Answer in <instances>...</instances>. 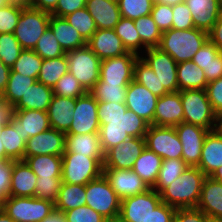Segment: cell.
Segmentation results:
<instances>
[{
	"label": "cell",
	"instance_id": "25",
	"mask_svg": "<svg viewBox=\"0 0 222 222\" xmlns=\"http://www.w3.org/2000/svg\"><path fill=\"white\" fill-rule=\"evenodd\" d=\"M36 174L24 160H13L9 196L35 197Z\"/></svg>",
	"mask_w": 222,
	"mask_h": 222
},
{
	"label": "cell",
	"instance_id": "39",
	"mask_svg": "<svg viewBox=\"0 0 222 222\" xmlns=\"http://www.w3.org/2000/svg\"><path fill=\"white\" fill-rule=\"evenodd\" d=\"M188 165L183 159H164L159 171V176L153 189L160 193L176 178L180 177Z\"/></svg>",
	"mask_w": 222,
	"mask_h": 222
},
{
	"label": "cell",
	"instance_id": "57",
	"mask_svg": "<svg viewBox=\"0 0 222 222\" xmlns=\"http://www.w3.org/2000/svg\"><path fill=\"white\" fill-rule=\"evenodd\" d=\"M206 92L214 112L222 114V77L207 84Z\"/></svg>",
	"mask_w": 222,
	"mask_h": 222
},
{
	"label": "cell",
	"instance_id": "42",
	"mask_svg": "<svg viewBox=\"0 0 222 222\" xmlns=\"http://www.w3.org/2000/svg\"><path fill=\"white\" fill-rule=\"evenodd\" d=\"M36 82L37 80L35 78L23 76L11 70L6 89L2 96L15 105L28 88Z\"/></svg>",
	"mask_w": 222,
	"mask_h": 222
},
{
	"label": "cell",
	"instance_id": "66",
	"mask_svg": "<svg viewBox=\"0 0 222 222\" xmlns=\"http://www.w3.org/2000/svg\"><path fill=\"white\" fill-rule=\"evenodd\" d=\"M10 71L11 68L6 66L0 59V95H2L6 89Z\"/></svg>",
	"mask_w": 222,
	"mask_h": 222
},
{
	"label": "cell",
	"instance_id": "44",
	"mask_svg": "<svg viewBox=\"0 0 222 222\" xmlns=\"http://www.w3.org/2000/svg\"><path fill=\"white\" fill-rule=\"evenodd\" d=\"M64 19L78 31L86 42L97 30L93 17L85 7L65 16Z\"/></svg>",
	"mask_w": 222,
	"mask_h": 222
},
{
	"label": "cell",
	"instance_id": "11",
	"mask_svg": "<svg viewBox=\"0 0 222 222\" xmlns=\"http://www.w3.org/2000/svg\"><path fill=\"white\" fill-rule=\"evenodd\" d=\"M145 146L164 159H182V144L175 127L149 125Z\"/></svg>",
	"mask_w": 222,
	"mask_h": 222
},
{
	"label": "cell",
	"instance_id": "23",
	"mask_svg": "<svg viewBox=\"0 0 222 222\" xmlns=\"http://www.w3.org/2000/svg\"><path fill=\"white\" fill-rule=\"evenodd\" d=\"M196 208L211 219L222 220V184L210 176H206Z\"/></svg>",
	"mask_w": 222,
	"mask_h": 222
},
{
	"label": "cell",
	"instance_id": "52",
	"mask_svg": "<svg viewBox=\"0 0 222 222\" xmlns=\"http://www.w3.org/2000/svg\"><path fill=\"white\" fill-rule=\"evenodd\" d=\"M150 15L152 16L154 22L157 24L161 32L170 30L172 28V5L155 1Z\"/></svg>",
	"mask_w": 222,
	"mask_h": 222
},
{
	"label": "cell",
	"instance_id": "72",
	"mask_svg": "<svg viewBox=\"0 0 222 222\" xmlns=\"http://www.w3.org/2000/svg\"><path fill=\"white\" fill-rule=\"evenodd\" d=\"M11 4H20L23 6H28L29 0H11Z\"/></svg>",
	"mask_w": 222,
	"mask_h": 222
},
{
	"label": "cell",
	"instance_id": "18",
	"mask_svg": "<svg viewBox=\"0 0 222 222\" xmlns=\"http://www.w3.org/2000/svg\"><path fill=\"white\" fill-rule=\"evenodd\" d=\"M158 98L145 86L132 80L127 86L125 104L129 110L134 111L149 125H153Z\"/></svg>",
	"mask_w": 222,
	"mask_h": 222
},
{
	"label": "cell",
	"instance_id": "51",
	"mask_svg": "<svg viewBox=\"0 0 222 222\" xmlns=\"http://www.w3.org/2000/svg\"><path fill=\"white\" fill-rule=\"evenodd\" d=\"M26 6L10 4L0 8V33H14L22 10Z\"/></svg>",
	"mask_w": 222,
	"mask_h": 222
},
{
	"label": "cell",
	"instance_id": "67",
	"mask_svg": "<svg viewBox=\"0 0 222 222\" xmlns=\"http://www.w3.org/2000/svg\"><path fill=\"white\" fill-rule=\"evenodd\" d=\"M41 222H67L62 212L54 210L50 215L44 218Z\"/></svg>",
	"mask_w": 222,
	"mask_h": 222
},
{
	"label": "cell",
	"instance_id": "41",
	"mask_svg": "<svg viewBox=\"0 0 222 222\" xmlns=\"http://www.w3.org/2000/svg\"><path fill=\"white\" fill-rule=\"evenodd\" d=\"M127 86L119 84L104 83L99 80L89 91L97 102L125 103Z\"/></svg>",
	"mask_w": 222,
	"mask_h": 222
},
{
	"label": "cell",
	"instance_id": "73",
	"mask_svg": "<svg viewBox=\"0 0 222 222\" xmlns=\"http://www.w3.org/2000/svg\"><path fill=\"white\" fill-rule=\"evenodd\" d=\"M104 222H124L120 216L105 219Z\"/></svg>",
	"mask_w": 222,
	"mask_h": 222
},
{
	"label": "cell",
	"instance_id": "16",
	"mask_svg": "<svg viewBox=\"0 0 222 222\" xmlns=\"http://www.w3.org/2000/svg\"><path fill=\"white\" fill-rule=\"evenodd\" d=\"M145 147L144 137H130L105 153L103 168L132 169Z\"/></svg>",
	"mask_w": 222,
	"mask_h": 222
},
{
	"label": "cell",
	"instance_id": "20",
	"mask_svg": "<svg viewBox=\"0 0 222 222\" xmlns=\"http://www.w3.org/2000/svg\"><path fill=\"white\" fill-rule=\"evenodd\" d=\"M87 46L101 61L118 57L128 52L114 29H97L87 41Z\"/></svg>",
	"mask_w": 222,
	"mask_h": 222
},
{
	"label": "cell",
	"instance_id": "1",
	"mask_svg": "<svg viewBox=\"0 0 222 222\" xmlns=\"http://www.w3.org/2000/svg\"><path fill=\"white\" fill-rule=\"evenodd\" d=\"M205 177L200 168L188 166L180 177L159 193L162 202L176 209L197 207Z\"/></svg>",
	"mask_w": 222,
	"mask_h": 222
},
{
	"label": "cell",
	"instance_id": "31",
	"mask_svg": "<svg viewBox=\"0 0 222 222\" xmlns=\"http://www.w3.org/2000/svg\"><path fill=\"white\" fill-rule=\"evenodd\" d=\"M53 95V88L37 81L28 88L22 98L14 105V109L47 111Z\"/></svg>",
	"mask_w": 222,
	"mask_h": 222
},
{
	"label": "cell",
	"instance_id": "33",
	"mask_svg": "<svg viewBox=\"0 0 222 222\" xmlns=\"http://www.w3.org/2000/svg\"><path fill=\"white\" fill-rule=\"evenodd\" d=\"M163 159L145 147L132 170L150 187L157 182Z\"/></svg>",
	"mask_w": 222,
	"mask_h": 222
},
{
	"label": "cell",
	"instance_id": "77",
	"mask_svg": "<svg viewBox=\"0 0 222 222\" xmlns=\"http://www.w3.org/2000/svg\"><path fill=\"white\" fill-rule=\"evenodd\" d=\"M207 222H222V220L209 218Z\"/></svg>",
	"mask_w": 222,
	"mask_h": 222
},
{
	"label": "cell",
	"instance_id": "10",
	"mask_svg": "<svg viewBox=\"0 0 222 222\" xmlns=\"http://www.w3.org/2000/svg\"><path fill=\"white\" fill-rule=\"evenodd\" d=\"M147 58L141 57L153 70L160 81V97L168 93L178 92L177 63L166 52L158 47L145 50Z\"/></svg>",
	"mask_w": 222,
	"mask_h": 222
},
{
	"label": "cell",
	"instance_id": "47",
	"mask_svg": "<svg viewBox=\"0 0 222 222\" xmlns=\"http://www.w3.org/2000/svg\"><path fill=\"white\" fill-rule=\"evenodd\" d=\"M24 49L14 33H0V59L8 67H12Z\"/></svg>",
	"mask_w": 222,
	"mask_h": 222
},
{
	"label": "cell",
	"instance_id": "65",
	"mask_svg": "<svg viewBox=\"0 0 222 222\" xmlns=\"http://www.w3.org/2000/svg\"><path fill=\"white\" fill-rule=\"evenodd\" d=\"M58 0H29V7L52 13L56 9Z\"/></svg>",
	"mask_w": 222,
	"mask_h": 222
},
{
	"label": "cell",
	"instance_id": "59",
	"mask_svg": "<svg viewBox=\"0 0 222 222\" xmlns=\"http://www.w3.org/2000/svg\"><path fill=\"white\" fill-rule=\"evenodd\" d=\"M125 103L98 102V118L121 117L127 110Z\"/></svg>",
	"mask_w": 222,
	"mask_h": 222
},
{
	"label": "cell",
	"instance_id": "17",
	"mask_svg": "<svg viewBox=\"0 0 222 222\" xmlns=\"http://www.w3.org/2000/svg\"><path fill=\"white\" fill-rule=\"evenodd\" d=\"M103 175L121 200L150 189L132 169L103 168Z\"/></svg>",
	"mask_w": 222,
	"mask_h": 222
},
{
	"label": "cell",
	"instance_id": "21",
	"mask_svg": "<svg viewBox=\"0 0 222 222\" xmlns=\"http://www.w3.org/2000/svg\"><path fill=\"white\" fill-rule=\"evenodd\" d=\"M183 122V106L179 92L168 93L158 98L153 125L175 127Z\"/></svg>",
	"mask_w": 222,
	"mask_h": 222
},
{
	"label": "cell",
	"instance_id": "15",
	"mask_svg": "<svg viewBox=\"0 0 222 222\" xmlns=\"http://www.w3.org/2000/svg\"><path fill=\"white\" fill-rule=\"evenodd\" d=\"M139 56L132 52L101 62L100 77L104 83L128 86L133 80L134 63Z\"/></svg>",
	"mask_w": 222,
	"mask_h": 222
},
{
	"label": "cell",
	"instance_id": "71",
	"mask_svg": "<svg viewBox=\"0 0 222 222\" xmlns=\"http://www.w3.org/2000/svg\"><path fill=\"white\" fill-rule=\"evenodd\" d=\"M155 1L165 3L168 5H174L178 3H183L185 0H155Z\"/></svg>",
	"mask_w": 222,
	"mask_h": 222
},
{
	"label": "cell",
	"instance_id": "49",
	"mask_svg": "<svg viewBox=\"0 0 222 222\" xmlns=\"http://www.w3.org/2000/svg\"><path fill=\"white\" fill-rule=\"evenodd\" d=\"M85 93H87V91L69 71L64 74L53 87L54 95L66 98H78Z\"/></svg>",
	"mask_w": 222,
	"mask_h": 222
},
{
	"label": "cell",
	"instance_id": "4",
	"mask_svg": "<svg viewBox=\"0 0 222 222\" xmlns=\"http://www.w3.org/2000/svg\"><path fill=\"white\" fill-rule=\"evenodd\" d=\"M183 122L212 131L218 128V116L214 112L205 89L181 90Z\"/></svg>",
	"mask_w": 222,
	"mask_h": 222
},
{
	"label": "cell",
	"instance_id": "68",
	"mask_svg": "<svg viewBox=\"0 0 222 222\" xmlns=\"http://www.w3.org/2000/svg\"><path fill=\"white\" fill-rule=\"evenodd\" d=\"M211 178L217 180L222 184V166H220L217 170H215L211 175Z\"/></svg>",
	"mask_w": 222,
	"mask_h": 222
},
{
	"label": "cell",
	"instance_id": "37",
	"mask_svg": "<svg viewBox=\"0 0 222 222\" xmlns=\"http://www.w3.org/2000/svg\"><path fill=\"white\" fill-rule=\"evenodd\" d=\"M68 70L66 54L53 59H43L37 81L53 88Z\"/></svg>",
	"mask_w": 222,
	"mask_h": 222
},
{
	"label": "cell",
	"instance_id": "36",
	"mask_svg": "<svg viewBox=\"0 0 222 222\" xmlns=\"http://www.w3.org/2000/svg\"><path fill=\"white\" fill-rule=\"evenodd\" d=\"M37 177L50 178L61 177L62 156L57 155H35L23 159Z\"/></svg>",
	"mask_w": 222,
	"mask_h": 222
},
{
	"label": "cell",
	"instance_id": "19",
	"mask_svg": "<svg viewBox=\"0 0 222 222\" xmlns=\"http://www.w3.org/2000/svg\"><path fill=\"white\" fill-rule=\"evenodd\" d=\"M65 142L66 133L50 127L27 140L24 157L46 154L62 156L65 151Z\"/></svg>",
	"mask_w": 222,
	"mask_h": 222
},
{
	"label": "cell",
	"instance_id": "14",
	"mask_svg": "<svg viewBox=\"0 0 222 222\" xmlns=\"http://www.w3.org/2000/svg\"><path fill=\"white\" fill-rule=\"evenodd\" d=\"M161 202L160 194L150 188L145 193L121 200L119 216L124 222H143Z\"/></svg>",
	"mask_w": 222,
	"mask_h": 222
},
{
	"label": "cell",
	"instance_id": "29",
	"mask_svg": "<svg viewBox=\"0 0 222 222\" xmlns=\"http://www.w3.org/2000/svg\"><path fill=\"white\" fill-rule=\"evenodd\" d=\"M65 150L87 157H104L99 133L66 134Z\"/></svg>",
	"mask_w": 222,
	"mask_h": 222
},
{
	"label": "cell",
	"instance_id": "3",
	"mask_svg": "<svg viewBox=\"0 0 222 222\" xmlns=\"http://www.w3.org/2000/svg\"><path fill=\"white\" fill-rule=\"evenodd\" d=\"M208 40V32L191 28L188 30L170 29L162 32L158 46L168 53L176 63L190 61Z\"/></svg>",
	"mask_w": 222,
	"mask_h": 222
},
{
	"label": "cell",
	"instance_id": "22",
	"mask_svg": "<svg viewBox=\"0 0 222 222\" xmlns=\"http://www.w3.org/2000/svg\"><path fill=\"white\" fill-rule=\"evenodd\" d=\"M220 166H222V132L217 128L207 133L197 167L206 176H210Z\"/></svg>",
	"mask_w": 222,
	"mask_h": 222
},
{
	"label": "cell",
	"instance_id": "75",
	"mask_svg": "<svg viewBox=\"0 0 222 222\" xmlns=\"http://www.w3.org/2000/svg\"><path fill=\"white\" fill-rule=\"evenodd\" d=\"M218 129L222 132V114L218 117Z\"/></svg>",
	"mask_w": 222,
	"mask_h": 222
},
{
	"label": "cell",
	"instance_id": "55",
	"mask_svg": "<svg viewBox=\"0 0 222 222\" xmlns=\"http://www.w3.org/2000/svg\"><path fill=\"white\" fill-rule=\"evenodd\" d=\"M13 160L0 159V204L9 197Z\"/></svg>",
	"mask_w": 222,
	"mask_h": 222
},
{
	"label": "cell",
	"instance_id": "38",
	"mask_svg": "<svg viewBox=\"0 0 222 222\" xmlns=\"http://www.w3.org/2000/svg\"><path fill=\"white\" fill-rule=\"evenodd\" d=\"M114 31L121 39L128 52L140 55L138 49L141 47L147 49L141 42L140 36L135 28L134 20L121 17L120 21L114 27ZM142 45V46H141Z\"/></svg>",
	"mask_w": 222,
	"mask_h": 222
},
{
	"label": "cell",
	"instance_id": "76",
	"mask_svg": "<svg viewBox=\"0 0 222 222\" xmlns=\"http://www.w3.org/2000/svg\"><path fill=\"white\" fill-rule=\"evenodd\" d=\"M218 1V7H219V12L222 14V0H217Z\"/></svg>",
	"mask_w": 222,
	"mask_h": 222
},
{
	"label": "cell",
	"instance_id": "6",
	"mask_svg": "<svg viewBox=\"0 0 222 222\" xmlns=\"http://www.w3.org/2000/svg\"><path fill=\"white\" fill-rule=\"evenodd\" d=\"M0 207L15 222H41L55 210V204L37 197L9 196Z\"/></svg>",
	"mask_w": 222,
	"mask_h": 222
},
{
	"label": "cell",
	"instance_id": "45",
	"mask_svg": "<svg viewBox=\"0 0 222 222\" xmlns=\"http://www.w3.org/2000/svg\"><path fill=\"white\" fill-rule=\"evenodd\" d=\"M133 80L145 86L157 97H160V81L141 56H139L134 63Z\"/></svg>",
	"mask_w": 222,
	"mask_h": 222
},
{
	"label": "cell",
	"instance_id": "27",
	"mask_svg": "<svg viewBox=\"0 0 222 222\" xmlns=\"http://www.w3.org/2000/svg\"><path fill=\"white\" fill-rule=\"evenodd\" d=\"M85 8L93 17L97 29H114L121 19L118 3L109 0H87Z\"/></svg>",
	"mask_w": 222,
	"mask_h": 222
},
{
	"label": "cell",
	"instance_id": "24",
	"mask_svg": "<svg viewBox=\"0 0 222 222\" xmlns=\"http://www.w3.org/2000/svg\"><path fill=\"white\" fill-rule=\"evenodd\" d=\"M77 98H66L53 95L47 109L51 128L66 133L72 123Z\"/></svg>",
	"mask_w": 222,
	"mask_h": 222
},
{
	"label": "cell",
	"instance_id": "63",
	"mask_svg": "<svg viewBox=\"0 0 222 222\" xmlns=\"http://www.w3.org/2000/svg\"><path fill=\"white\" fill-rule=\"evenodd\" d=\"M14 105L0 95V125H7L14 117Z\"/></svg>",
	"mask_w": 222,
	"mask_h": 222
},
{
	"label": "cell",
	"instance_id": "35",
	"mask_svg": "<svg viewBox=\"0 0 222 222\" xmlns=\"http://www.w3.org/2000/svg\"><path fill=\"white\" fill-rule=\"evenodd\" d=\"M86 205L85 185L61 183L55 210L66 212Z\"/></svg>",
	"mask_w": 222,
	"mask_h": 222
},
{
	"label": "cell",
	"instance_id": "64",
	"mask_svg": "<svg viewBox=\"0 0 222 222\" xmlns=\"http://www.w3.org/2000/svg\"><path fill=\"white\" fill-rule=\"evenodd\" d=\"M208 40H210L222 52V14L208 32Z\"/></svg>",
	"mask_w": 222,
	"mask_h": 222
},
{
	"label": "cell",
	"instance_id": "69",
	"mask_svg": "<svg viewBox=\"0 0 222 222\" xmlns=\"http://www.w3.org/2000/svg\"><path fill=\"white\" fill-rule=\"evenodd\" d=\"M0 222H15L10 216H8L0 207Z\"/></svg>",
	"mask_w": 222,
	"mask_h": 222
},
{
	"label": "cell",
	"instance_id": "46",
	"mask_svg": "<svg viewBox=\"0 0 222 222\" xmlns=\"http://www.w3.org/2000/svg\"><path fill=\"white\" fill-rule=\"evenodd\" d=\"M33 51L42 59H53L66 54L49 27L37 41Z\"/></svg>",
	"mask_w": 222,
	"mask_h": 222
},
{
	"label": "cell",
	"instance_id": "61",
	"mask_svg": "<svg viewBox=\"0 0 222 222\" xmlns=\"http://www.w3.org/2000/svg\"><path fill=\"white\" fill-rule=\"evenodd\" d=\"M87 0H58L56 9L51 15L64 18L65 16L74 13L85 7Z\"/></svg>",
	"mask_w": 222,
	"mask_h": 222
},
{
	"label": "cell",
	"instance_id": "32",
	"mask_svg": "<svg viewBox=\"0 0 222 222\" xmlns=\"http://www.w3.org/2000/svg\"><path fill=\"white\" fill-rule=\"evenodd\" d=\"M0 137L5 148V159L15 161L24 159L26 142L19 130V122L14 117L9 124L3 127Z\"/></svg>",
	"mask_w": 222,
	"mask_h": 222
},
{
	"label": "cell",
	"instance_id": "48",
	"mask_svg": "<svg viewBox=\"0 0 222 222\" xmlns=\"http://www.w3.org/2000/svg\"><path fill=\"white\" fill-rule=\"evenodd\" d=\"M155 0H121L119 10L121 17L138 19L151 14Z\"/></svg>",
	"mask_w": 222,
	"mask_h": 222
},
{
	"label": "cell",
	"instance_id": "60",
	"mask_svg": "<svg viewBox=\"0 0 222 222\" xmlns=\"http://www.w3.org/2000/svg\"><path fill=\"white\" fill-rule=\"evenodd\" d=\"M176 208L161 202L143 222H173Z\"/></svg>",
	"mask_w": 222,
	"mask_h": 222
},
{
	"label": "cell",
	"instance_id": "26",
	"mask_svg": "<svg viewBox=\"0 0 222 222\" xmlns=\"http://www.w3.org/2000/svg\"><path fill=\"white\" fill-rule=\"evenodd\" d=\"M194 27L209 32L220 16L217 0H185Z\"/></svg>",
	"mask_w": 222,
	"mask_h": 222
},
{
	"label": "cell",
	"instance_id": "43",
	"mask_svg": "<svg viewBox=\"0 0 222 222\" xmlns=\"http://www.w3.org/2000/svg\"><path fill=\"white\" fill-rule=\"evenodd\" d=\"M42 62L43 59L36 52L24 49L11 67V70L37 80Z\"/></svg>",
	"mask_w": 222,
	"mask_h": 222
},
{
	"label": "cell",
	"instance_id": "34",
	"mask_svg": "<svg viewBox=\"0 0 222 222\" xmlns=\"http://www.w3.org/2000/svg\"><path fill=\"white\" fill-rule=\"evenodd\" d=\"M177 74L178 91L206 89L208 83L204 71L191 60L178 63Z\"/></svg>",
	"mask_w": 222,
	"mask_h": 222
},
{
	"label": "cell",
	"instance_id": "54",
	"mask_svg": "<svg viewBox=\"0 0 222 222\" xmlns=\"http://www.w3.org/2000/svg\"><path fill=\"white\" fill-rule=\"evenodd\" d=\"M172 11V29L188 30L191 28H195L192 14L184 2L172 5Z\"/></svg>",
	"mask_w": 222,
	"mask_h": 222
},
{
	"label": "cell",
	"instance_id": "2",
	"mask_svg": "<svg viewBox=\"0 0 222 222\" xmlns=\"http://www.w3.org/2000/svg\"><path fill=\"white\" fill-rule=\"evenodd\" d=\"M99 122V136L104 153L130 137H144L149 127L144 119L129 109L121 117L99 118Z\"/></svg>",
	"mask_w": 222,
	"mask_h": 222
},
{
	"label": "cell",
	"instance_id": "56",
	"mask_svg": "<svg viewBox=\"0 0 222 222\" xmlns=\"http://www.w3.org/2000/svg\"><path fill=\"white\" fill-rule=\"evenodd\" d=\"M219 52L220 50L210 40H207L191 61L203 70L212 60H215Z\"/></svg>",
	"mask_w": 222,
	"mask_h": 222
},
{
	"label": "cell",
	"instance_id": "62",
	"mask_svg": "<svg viewBox=\"0 0 222 222\" xmlns=\"http://www.w3.org/2000/svg\"><path fill=\"white\" fill-rule=\"evenodd\" d=\"M207 83L222 77V52L220 51L215 60H212L204 69Z\"/></svg>",
	"mask_w": 222,
	"mask_h": 222
},
{
	"label": "cell",
	"instance_id": "5",
	"mask_svg": "<svg viewBox=\"0 0 222 222\" xmlns=\"http://www.w3.org/2000/svg\"><path fill=\"white\" fill-rule=\"evenodd\" d=\"M104 157H87L64 151L62 155L63 183L86 185L103 174Z\"/></svg>",
	"mask_w": 222,
	"mask_h": 222
},
{
	"label": "cell",
	"instance_id": "50",
	"mask_svg": "<svg viewBox=\"0 0 222 222\" xmlns=\"http://www.w3.org/2000/svg\"><path fill=\"white\" fill-rule=\"evenodd\" d=\"M62 183L61 177H37L35 197L48 200L55 204Z\"/></svg>",
	"mask_w": 222,
	"mask_h": 222
},
{
	"label": "cell",
	"instance_id": "7",
	"mask_svg": "<svg viewBox=\"0 0 222 222\" xmlns=\"http://www.w3.org/2000/svg\"><path fill=\"white\" fill-rule=\"evenodd\" d=\"M66 58L69 72L89 92L99 81L101 60L87 46L67 51Z\"/></svg>",
	"mask_w": 222,
	"mask_h": 222
},
{
	"label": "cell",
	"instance_id": "9",
	"mask_svg": "<svg viewBox=\"0 0 222 222\" xmlns=\"http://www.w3.org/2000/svg\"><path fill=\"white\" fill-rule=\"evenodd\" d=\"M51 14L26 6L18 19L14 36L23 49L33 50L37 41L49 27Z\"/></svg>",
	"mask_w": 222,
	"mask_h": 222
},
{
	"label": "cell",
	"instance_id": "8",
	"mask_svg": "<svg viewBox=\"0 0 222 222\" xmlns=\"http://www.w3.org/2000/svg\"><path fill=\"white\" fill-rule=\"evenodd\" d=\"M86 205L98 212L104 218L119 216L121 199L102 174L99 178L85 185Z\"/></svg>",
	"mask_w": 222,
	"mask_h": 222
},
{
	"label": "cell",
	"instance_id": "70",
	"mask_svg": "<svg viewBox=\"0 0 222 222\" xmlns=\"http://www.w3.org/2000/svg\"><path fill=\"white\" fill-rule=\"evenodd\" d=\"M4 126L5 125H0V136H1L2 132H3V127ZM0 159H5V148H4L3 144H2L1 137H0Z\"/></svg>",
	"mask_w": 222,
	"mask_h": 222
},
{
	"label": "cell",
	"instance_id": "78",
	"mask_svg": "<svg viewBox=\"0 0 222 222\" xmlns=\"http://www.w3.org/2000/svg\"><path fill=\"white\" fill-rule=\"evenodd\" d=\"M109 1H112V2H115V3L119 4L121 0H109Z\"/></svg>",
	"mask_w": 222,
	"mask_h": 222
},
{
	"label": "cell",
	"instance_id": "40",
	"mask_svg": "<svg viewBox=\"0 0 222 222\" xmlns=\"http://www.w3.org/2000/svg\"><path fill=\"white\" fill-rule=\"evenodd\" d=\"M134 23L141 42L146 48H154L159 46L162 32L154 22L151 15L135 19Z\"/></svg>",
	"mask_w": 222,
	"mask_h": 222
},
{
	"label": "cell",
	"instance_id": "58",
	"mask_svg": "<svg viewBox=\"0 0 222 222\" xmlns=\"http://www.w3.org/2000/svg\"><path fill=\"white\" fill-rule=\"evenodd\" d=\"M209 217L198 208L176 209L173 222H207Z\"/></svg>",
	"mask_w": 222,
	"mask_h": 222
},
{
	"label": "cell",
	"instance_id": "28",
	"mask_svg": "<svg viewBox=\"0 0 222 222\" xmlns=\"http://www.w3.org/2000/svg\"><path fill=\"white\" fill-rule=\"evenodd\" d=\"M14 118L19 122V130L24 141L50 128L47 111L41 110H15Z\"/></svg>",
	"mask_w": 222,
	"mask_h": 222
},
{
	"label": "cell",
	"instance_id": "12",
	"mask_svg": "<svg viewBox=\"0 0 222 222\" xmlns=\"http://www.w3.org/2000/svg\"><path fill=\"white\" fill-rule=\"evenodd\" d=\"M98 102L89 93L76 99L72 123L66 134L99 133Z\"/></svg>",
	"mask_w": 222,
	"mask_h": 222
},
{
	"label": "cell",
	"instance_id": "13",
	"mask_svg": "<svg viewBox=\"0 0 222 222\" xmlns=\"http://www.w3.org/2000/svg\"><path fill=\"white\" fill-rule=\"evenodd\" d=\"M182 144V159L190 167H197L201 160L202 146L209 130L182 122L175 126Z\"/></svg>",
	"mask_w": 222,
	"mask_h": 222
},
{
	"label": "cell",
	"instance_id": "53",
	"mask_svg": "<svg viewBox=\"0 0 222 222\" xmlns=\"http://www.w3.org/2000/svg\"><path fill=\"white\" fill-rule=\"evenodd\" d=\"M67 222H104L106 218L87 205L63 212Z\"/></svg>",
	"mask_w": 222,
	"mask_h": 222
},
{
	"label": "cell",
	"instance_id": "74",
	"mask_svg": "<svg viewBox=\"0 0 222 222\" xmlns=\"http://www.w3.org/2000/svg\"><path fill=\"white\" fill-rule=\"evenodd\" d=\"M11 4V0H0V6L5 7Z\"/></svg>",
	"mask_w": 222,
	"mask_h": 222
},
{
	"label": "cell",
	"instance_id": "30",
	"mask_svg": "<svg viewBox=\"0 0 222 222\" xmlns=\"http://www.w3.org/2000/svg\"><path fill=\"white\" fill-rule=\"evenodd\" d=\"M49 28L65 52L87 45L78 31L64 18L51 15Z\"/></svg>",
	"mask_w": 222,
	"mask_h": 222
}]
</instances>
